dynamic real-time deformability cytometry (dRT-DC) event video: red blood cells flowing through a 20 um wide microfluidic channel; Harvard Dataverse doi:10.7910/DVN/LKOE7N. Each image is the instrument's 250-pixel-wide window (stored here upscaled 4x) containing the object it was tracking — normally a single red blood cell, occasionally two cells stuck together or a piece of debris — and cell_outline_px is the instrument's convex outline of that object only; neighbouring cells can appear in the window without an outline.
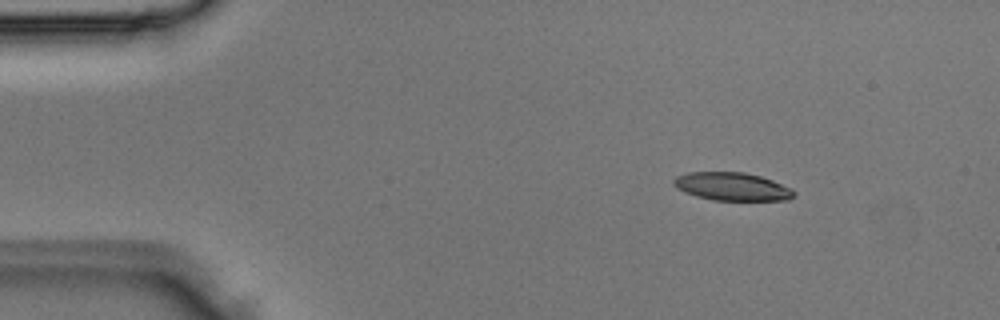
{"species": "Egyptian fruit bat (a non-hibernating species)", "species_latin": "Rousettus aegyptiacus", "temperature_condition": "room temperature", "stored_images_in_passage": 4, "camera_frame_rate_fps": 3000, "um_per_image_px": 0.085, "animal": {"sex": "male"}, "frame": {"image": 1, "passage_image": 1, "time_ms": 0.0, "image_size_px": [1000, 320], "cell_outline_px": [[796, 196], [788, 200], [712, 200], [696, 196], [684, 192], [676, 188], [672, 184], [672, 180], [676, 176], [688, 172], [744, 172], [760, 176], [772, 180], [792, 188], [796, 192]], "centroid_in_image_um": [62.22, 15.86], "position_along_channel_um": 22.8, "area_um2": 19.88}}
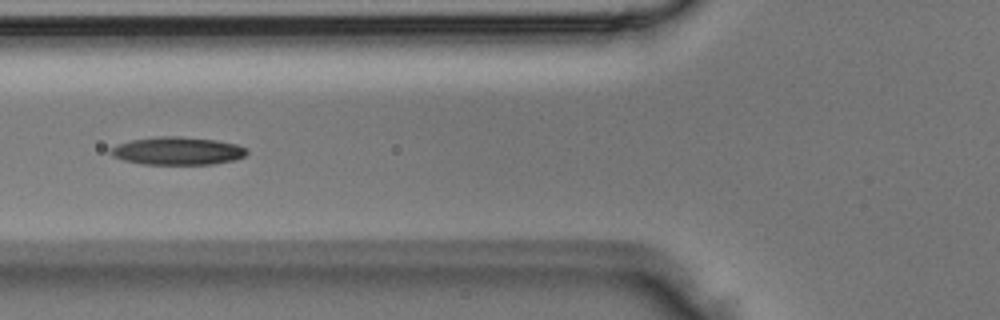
{"frame": {"image": 2, "passage_image": 4, "time_ms": 1.0, "image_size_px": [1000, 320], "cell_outline_px": [[248, 152], [244, 156], [236, 160], [212, 164], [144, 164], [124, 160], [112, 156], [108, 152], [108, 148], [116, 144], [132, 140], [156, 136], [180, 136], [216, 140], [236, 144], [248, 148]], "centroid_in_image_um": [15.07, 12.82], "position_along_channel_um": 110.7, "area_um2": 22.37}}